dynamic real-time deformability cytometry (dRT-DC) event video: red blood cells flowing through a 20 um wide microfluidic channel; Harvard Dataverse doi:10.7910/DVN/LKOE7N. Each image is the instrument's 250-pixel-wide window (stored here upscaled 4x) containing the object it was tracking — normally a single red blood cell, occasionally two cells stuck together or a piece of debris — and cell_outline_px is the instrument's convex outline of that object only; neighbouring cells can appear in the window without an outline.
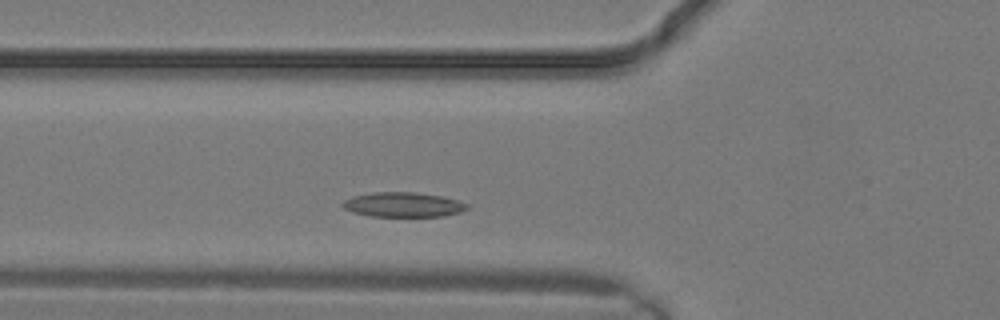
{"species": "common noctule bat (a hibernating species)", "species_latin": "Nyctalus noctula", "temperature_condition": "warm", "stored_images_in_passage": 6, "camera_frame_rate_fps": 3000, "um_per_image_px": 0.085, "animal": {"sex": "male", "body_mass_g": 19.2, "forearm_length_mm": 51.8}, "frame": {"image": 1, "passage_image": 4, "time_ms": 1.0, "image_size_px": [1000, 320], "cell_outline_px": [[468, 208], [460, 212], [444, 216], [368, 216], [352, 212], [344, 208], [340, 204], [344, 200], [352, 196], [372, 192], [416, 192], [440, 196], [456, 200], [468, 204]], "centroid_in_image_um": [34.22, 17.39], "position_along_channel_um": 91.6, "area_um2": 17.92}}
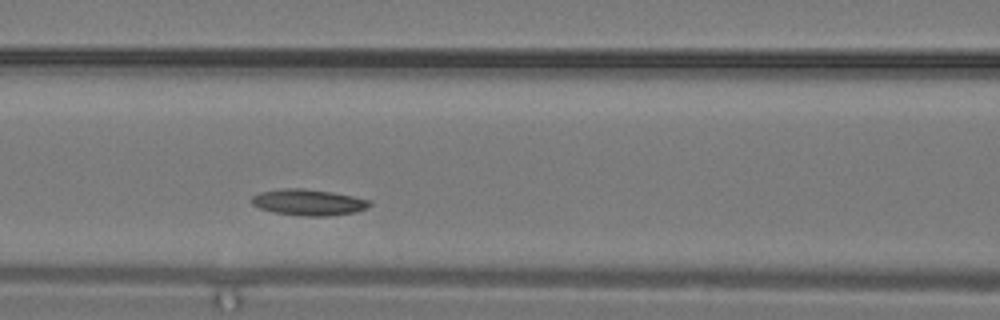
{"frame": {"image": 2, "passage_image": 6, "time_ms": 1.667, "image_size_px": [1000, 320], "cell_outline_px": [[372, 204], [368, 208], [356, 212], [328, 216], [304, 216], [272, 212], [260, 208], [252, 204], [252, 196], [260, 192], [280, 188], [304, 188], [332, 192], [352, 196], [368, 200]], "centroid_in_image_um": [26.21, 17.19], "position_along_channel_um": 140.4, "area_um2": 18.03}}